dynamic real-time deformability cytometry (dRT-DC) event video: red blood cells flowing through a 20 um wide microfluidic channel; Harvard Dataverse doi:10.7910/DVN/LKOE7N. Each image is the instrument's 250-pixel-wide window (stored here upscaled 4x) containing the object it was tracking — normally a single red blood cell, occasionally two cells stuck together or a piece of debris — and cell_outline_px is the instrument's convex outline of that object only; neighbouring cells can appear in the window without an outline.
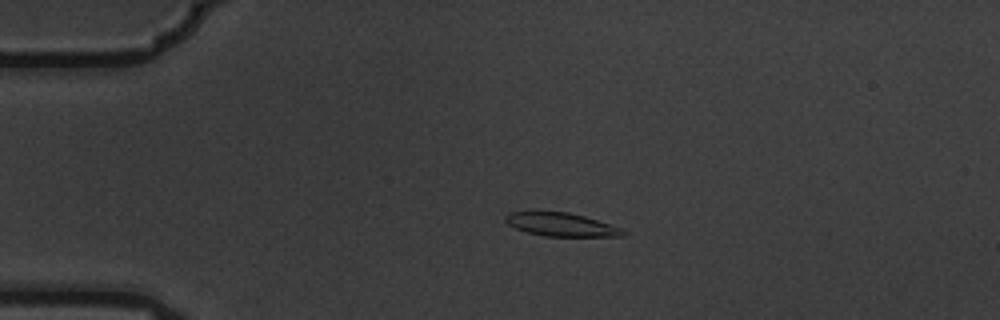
{"species": "common noctule bat (a hibernating species)", "species_latin": "Nyctalus noctula", "temperature_condition": "warm", "stored_images_in_passage": 4, "camera_frame_rate_fps": 3000, "um_per_image_px": 0.085, "animal": {"sex": "male", "body_mass_g": 19.5, "forearm_length_mm": 54.6}, "frame": {"image": 1, "passage_image": 3, "time_ms": 0.667, "image_size_px": [1000, 320], "cell_outline_px": [[628, 232], [624, 236], [544, 236], [528, 232], [516, 228], [508, 224], [504, 220], [504, 216], [508, 212], [568, 212], [584, 216], [624, 228]], "centroid_in_image_um": [47.74, 19.09], "position_along_channel_um": 37.3, "area_um2": 16.01}}